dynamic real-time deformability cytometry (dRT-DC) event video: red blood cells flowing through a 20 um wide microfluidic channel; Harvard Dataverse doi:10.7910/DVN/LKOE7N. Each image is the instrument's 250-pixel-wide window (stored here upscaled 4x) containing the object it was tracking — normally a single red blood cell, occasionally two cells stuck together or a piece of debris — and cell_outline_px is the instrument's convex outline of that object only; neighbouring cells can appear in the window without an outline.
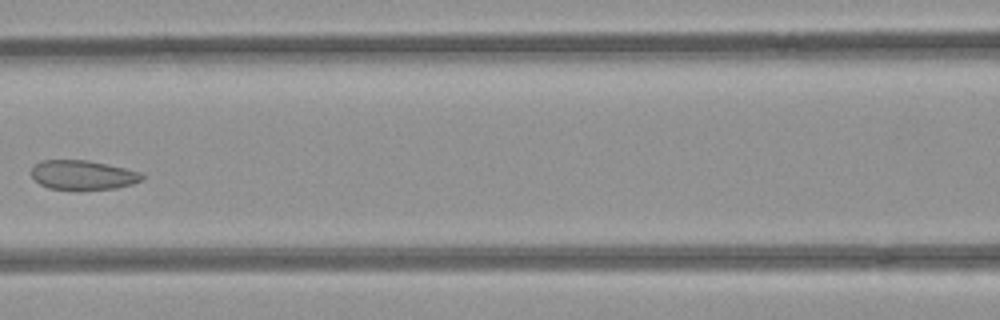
{"species": "common noctule bat (a hibernating species)", "species_latin": "Nyctalus noctula", "temperature_condition": "room temperature", "stored_images_in_passage": 7, "camera_frame_rate_fps": 3000, "um_per_image_px": 0.085, "animal": {"sex": "female", "body_mass_g": 21.9}, "frame": {"image": 1, "passage_image": 7, "time_ms": 2.0, "image_size_px": [1000, 320], "cell_outline_px": [[144, 180], [132, 184], [116, 188], [80, 192], [48, 188], [40, 184], [32, 176], [32, 168], [36, 164], [44, 160], [88, 160], [124, 168], [140, 172], [144, 176]], "centroid_in_image_um": [7.06, 14.92], "position_along_channel_um": 159.5, "area_um2": 19.42}}